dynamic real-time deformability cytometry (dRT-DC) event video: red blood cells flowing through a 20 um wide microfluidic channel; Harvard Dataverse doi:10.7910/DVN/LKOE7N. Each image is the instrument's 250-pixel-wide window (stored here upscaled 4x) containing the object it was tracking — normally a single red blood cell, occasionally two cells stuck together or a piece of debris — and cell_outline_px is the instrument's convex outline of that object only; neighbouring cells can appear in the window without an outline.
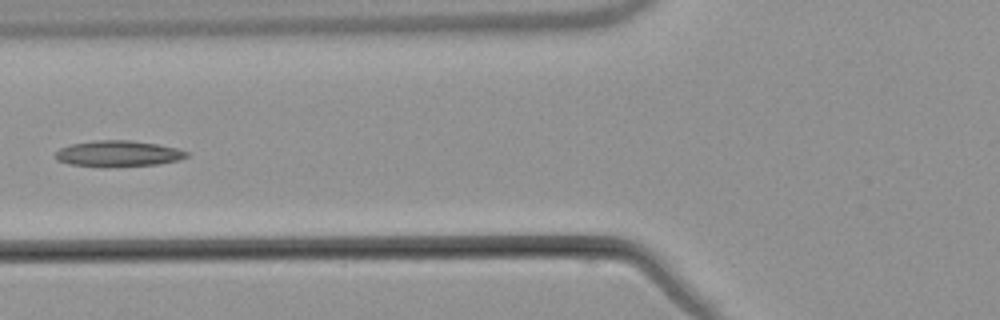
{"species": "common noctule bat (a hibernating species)", "species_latin": "Nyctalus noctula", "temperature_condition": "warm", "stored_images_in_passage": 3, "camera_frame_rate_fps": 3000, "um_per_image_px": 0.085, "animal": {"sex": "male", "body_mass_g": 21.5, "forearm_length_mm": 52.0}, "frame": {"image": 1, "passage_image": 3, "time_ms": 2.333, "image_size_px": [1000, 320], "cell_outline_px": [[188, 156], [176, 160], [156, 164], [104, 168], [100, 168], [68, 164], [56, 160], [56, 152], [60, 148], [72, 144], [96, 140], [128, 140], [156, 144], [176, 148], [188, 152]], "centroid_in_image_um": [9.98, 13.08], "position_along_channel_um": 115.8, "area_um2": 19.94}}